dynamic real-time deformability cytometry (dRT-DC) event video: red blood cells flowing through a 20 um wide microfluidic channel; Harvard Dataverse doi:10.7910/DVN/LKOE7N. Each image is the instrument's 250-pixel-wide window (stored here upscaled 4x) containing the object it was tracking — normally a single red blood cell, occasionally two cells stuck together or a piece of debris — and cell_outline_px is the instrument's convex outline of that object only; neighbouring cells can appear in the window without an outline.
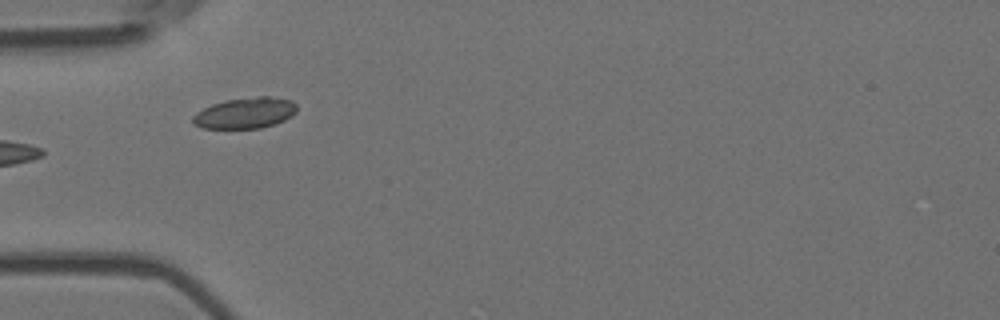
{"species": "Egyptian fruit bat (a non-hibernating species)", "species_latin": "Rousettus aegyptiacus", "temperature_condition": "room temperature", "stored_images_in_passage": 8, "camera_frame_rate_fps": 3000, "um_per_image_px": 0.085, "animal": {"sex": "female"}, "frame": {"image": 1, "passage_image": 2, "time_ms": 0.333, "image_size_px": [1000, 320], "cell_outline_px": [[296, 112], [292, 116], [284, 120], [260, 128], [204, 128], [192, 124], [192, 116], [196, 112], [212, 104], [224, 100], [256, 96], [268, 96], [292, 100], [296, 104]], "centroid_in_image_um": [20.82, 9.59], "position_along_channel_um": 64.2, "area_um2": 18.79}}
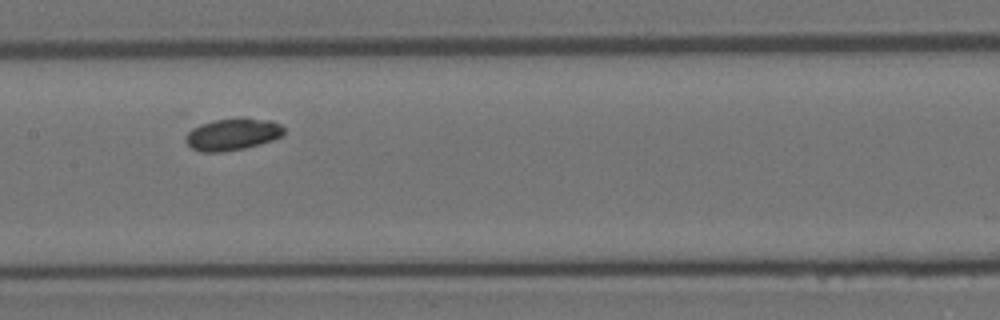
{"frame": {"image": 2, "passage_image": 5, "time_ms": 1.333, "image_size_px": [1000, 320], "cell_outline_px": [[284, 136], [260, 144], [244, 148], [220, 152], [200, 152], [192, 148], [184, 140], [188, 132], [192, 128], [200, 124], [216, 120], [272, 120], [280, 124], [284, 128]], "centroid_in_image_um": [19.76, 11.45], "position_along_channel_um": 187.6, "area_um2": 17.8}}
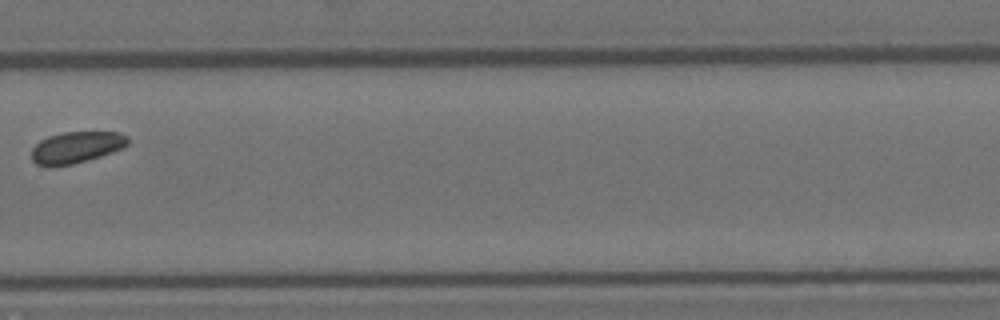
{"frame": {"image": 3, "passage_image": 8, "time_ms": 2.333, "image_size_px": [1000, 320], "cell_outline_px": [[128, 144], [112, 152], [100, 156], [72, 164], [48, 168], [36, 164], [32, 160], [32, 148], [40, 140], [48, 136], [64, 132], [120, 132], [128, 136]], "centroid_in_image_um": [6.44, 12.53], "position_along_channel_um": 323.4, "area_um2": 17.74}}